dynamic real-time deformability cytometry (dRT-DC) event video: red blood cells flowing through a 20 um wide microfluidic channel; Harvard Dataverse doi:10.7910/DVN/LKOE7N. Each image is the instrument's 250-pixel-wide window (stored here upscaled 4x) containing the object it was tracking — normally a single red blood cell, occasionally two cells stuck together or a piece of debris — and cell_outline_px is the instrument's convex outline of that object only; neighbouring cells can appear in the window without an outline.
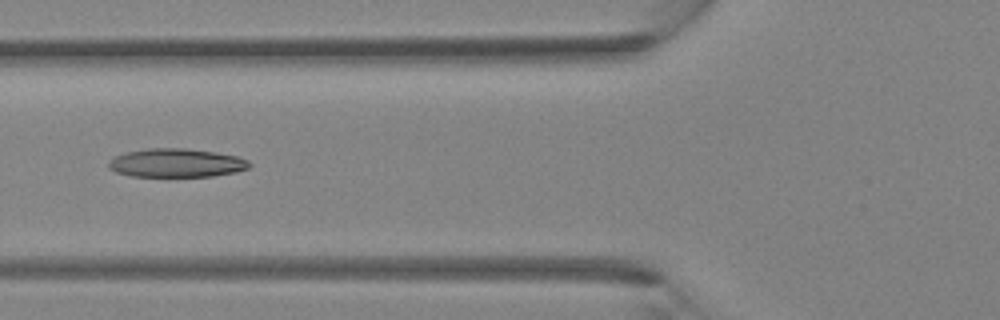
{"species": "Egyptian fruit bat (a non-hibernating species)", "species_latin": "Rousettus aegyptiacus", "temperature_condition": "room temperature", "stored_images_in_passage": 5, "camera_frame_rate_fps": 3000, "um_per_image_px": 0.085, "animal": {"sex": "female"}, "frame": {"image": 1, "passage_image": 5, "time_ms": 1.333, "image_size_px": [1000, 320], "cell_outline_px": [[252, 164], [248, 168], [236, 172], [212, 176], [132, 176], [116, 172], [108, 168], [108, 164], [116, 156], [124, 152], [148, 148], [184, 148], [216, 152], [236, 156], [248, 160]], "centroid_in_image_um": [15.0, 13.84], "position_along_channel_um": 110.8, "area_um2": 23.41}}